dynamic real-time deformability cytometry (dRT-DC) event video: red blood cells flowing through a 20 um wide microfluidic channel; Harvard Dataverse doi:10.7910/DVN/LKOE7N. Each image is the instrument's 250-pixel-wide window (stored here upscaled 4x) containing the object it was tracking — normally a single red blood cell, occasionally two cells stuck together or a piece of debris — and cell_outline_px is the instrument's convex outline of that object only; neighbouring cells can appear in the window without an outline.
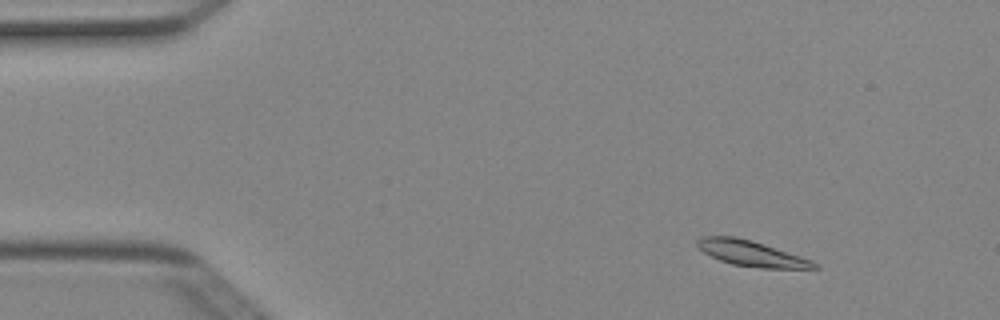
{"species": "Egyptian fruit bat (a non-hibernating species)", "species_latin": "Rousettus aegyptiacus", "temperature_condition": "cold", "stored_images_in_passage": 51, "camera_frame_rate_fps": 3000, "um_per_image_px": 0.085, "animal": {"sex": "female"}, "frame": {"image": 1, "passage_image": 6, "time_ms": 1.667, "image_size_px": [1000, 320], "cell_outline_px": [[820, 268], [760, 268], [732, 264], [720, 260], [704, 252], [696, 244], [696, 240], [704, 236], [736, 236], [752, 240], [812, 260]], "centroid_in_image_um": [63.85, 21.53], "position_along_channel_um": 21.2, "area_um2": 17.17}}
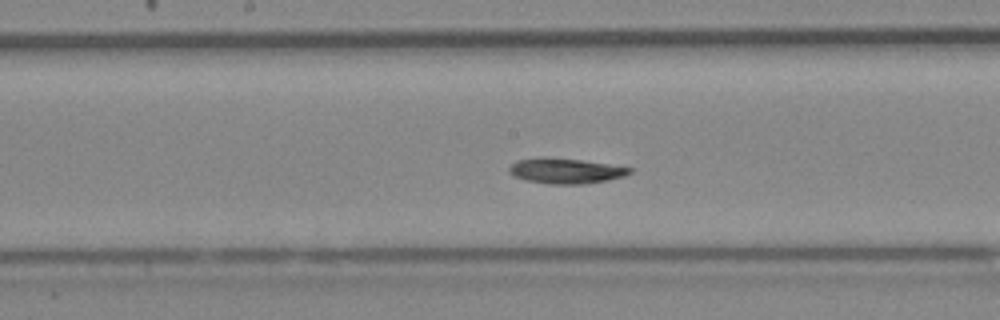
{"frame": {"image": 2, "passage_image": 26, "time_ms": 8.333, "image_size_px": [1000, 320], "cell_outline_px": [[632, 172], [624, 176], [608, 180], [584, 184], [548, 184], [524, 180], [512, 176], [508, 172], [508, 168], [516, 160], [544, 156], [580, 160], [608, 164], [632, 168]], "centroid_in_image_um": [48.02, 14.52], "position_along_channel_um": 200.2, "area_um2": 17.98}}
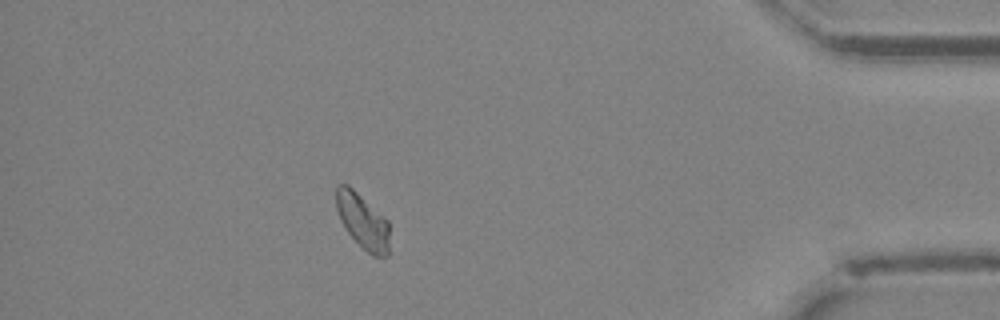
{"frame": {"image": 3, "passage_image": 45, "time_ms": 14.667, "image_size_px": [1000, 320], "cell_outline_px": [[388, 256], [372, 256], [348, 232], [340, 220], [336, 208], [336, 184], [348, 184], [384, 216], [388, 220]], "centroid_in_image_um": [30.81, 18.76], "position_along_channel_um": 404.4, "area_um2": 16.88}, "authors_computed_cell_mechanics": {"area_um2": 17.629, "velocity_mm_per_s": 3.9488, "shape_relaxation_time_tau1_ms": 4.7632, "shape_relaxation_time_tau2_ms": null, "deformation_change_tau1": 0.1013, "deformation_change_tau2": null}}